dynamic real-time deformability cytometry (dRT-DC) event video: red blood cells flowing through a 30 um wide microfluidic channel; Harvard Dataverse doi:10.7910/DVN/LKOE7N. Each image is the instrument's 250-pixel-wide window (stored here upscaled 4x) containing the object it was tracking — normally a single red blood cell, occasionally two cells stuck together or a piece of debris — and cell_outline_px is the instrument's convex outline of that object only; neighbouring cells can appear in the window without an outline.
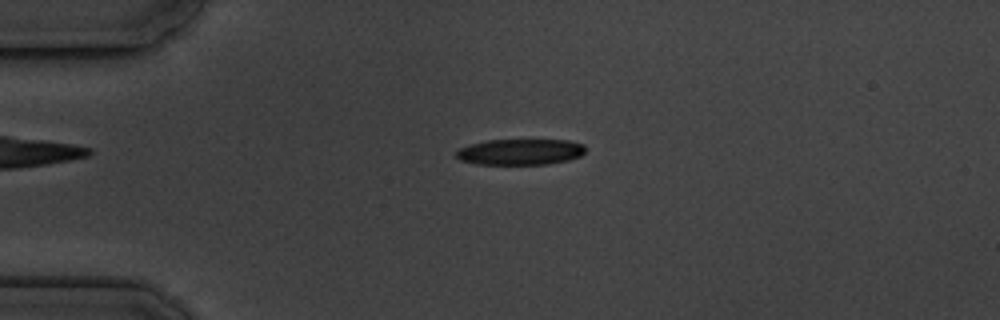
{"species": "common noctule bat (a hibernating species)", "species_latin": "Nyctalus noctula", "temperature_condition": "cold", "stored_images_in_passage": 4, "camera_frame_rate_fps": 3000, "um_per_image_px": 0.085, "animal": {"sex": "male", "body_mass_g": 19.5, "forearm_length_mm": 54.6}, "frame": {"image": 1, "passage_image": 3, "time_ms": 2.333, "image_size_px": [1000, 320], "cell_outline_px": [[584, 152], [580, 156], [568, 160], [548, 164], [476, 164], [460, 160], [456, 156], [456, 152], [460, 148], [468, 144], [488, 140], [568, 140], [584, 144]], "centroid_in_image_um": [44.21, 12.91], "position_along_channel_um": 40.8, "area_um2": 19.54}}